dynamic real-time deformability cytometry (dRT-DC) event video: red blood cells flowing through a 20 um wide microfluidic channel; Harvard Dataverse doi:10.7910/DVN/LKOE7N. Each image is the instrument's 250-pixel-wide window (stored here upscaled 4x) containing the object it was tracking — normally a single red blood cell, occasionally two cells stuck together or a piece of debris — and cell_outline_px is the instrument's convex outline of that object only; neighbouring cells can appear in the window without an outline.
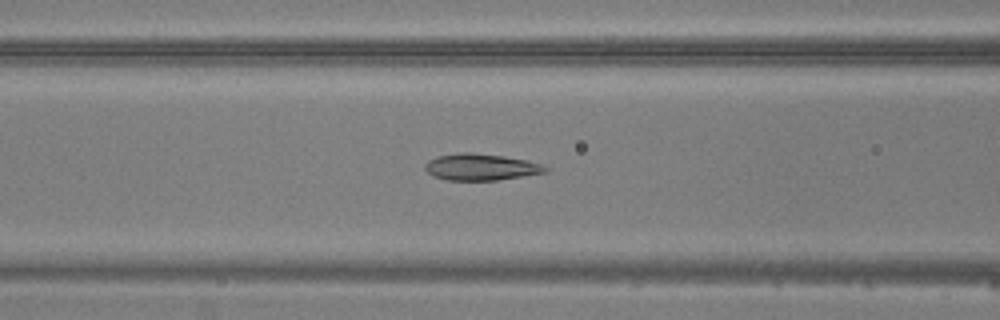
{"species": "common noctule bat (a hibernating species)", "species_latin": "Nyctalus noctula", "temperature_condition": "warm", "stored_images_in_passage": 35, "camera_frame_rate_fps": 3000, "um_per_image_px": 0.085, "animal": {"sex": "male", "body_mass_g": 20.5, "forearm_length_mm": 52.5}, "frame": {"image": 1, "passage_image": 14, "time_ms": 4.333, "image_size_px": [1000, 320], "cell_outline_px": [[548, 172], [496, 180], [448, 180], [432, 176], [424, 168], [424, 164], [428, 160], [436, 156], [460, 152], [472, 152], [504, 156], [528, 160], [540, 164], [548, 168]], "centroid_in_image_um": [40.84, 14.19], "position_along_channel_um": 125.8, "area_um2": 18.73}}
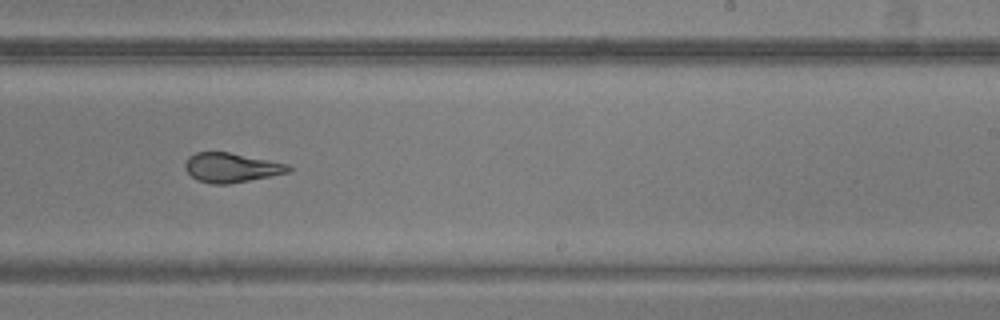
{"frame": {"image": 2, "passage_image": 24, "time_ms": 7.667, "image_size_px": [1000, 320], "cell_outline_px": [[292, 168], [288, 172], [228, 184], [212, 184], [196, 180], [184, 168], [184, 164], [188, 156], [196, 152], [228, 152], [288, 164]], "centroid_in_image_um": [19.6, 14.24], "position_along_channel_um": 269.4, "area_um2": 17.51}}
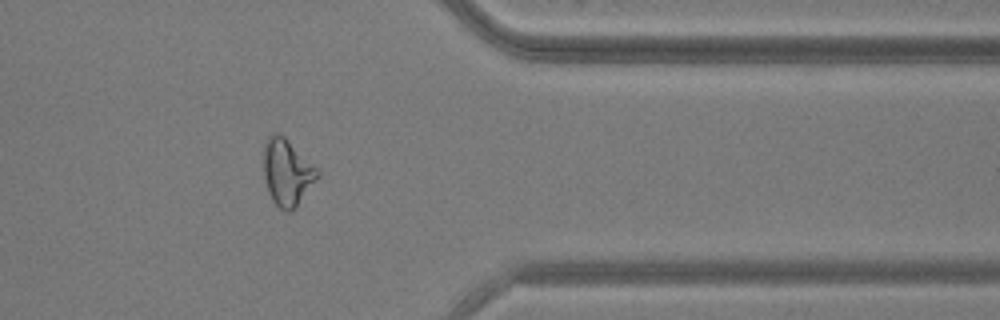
{"frame": {"image": 3, "passage_image": 33, "time_ms": 10.667, "image_size_px": [1000, 320], "cell_outline_px": [[320, 172], [316, 180], [296, 208], [292, 212], [284, 212], [272, 200], [268, 192], [264, 176], [264, 144], [268, 136], [272, 132], [276, 132], [284, 136]], "centroid_in_image_um": [24.38, 14.67], "position_along_channel_um": 387.0, "area_um2": 20.75}}